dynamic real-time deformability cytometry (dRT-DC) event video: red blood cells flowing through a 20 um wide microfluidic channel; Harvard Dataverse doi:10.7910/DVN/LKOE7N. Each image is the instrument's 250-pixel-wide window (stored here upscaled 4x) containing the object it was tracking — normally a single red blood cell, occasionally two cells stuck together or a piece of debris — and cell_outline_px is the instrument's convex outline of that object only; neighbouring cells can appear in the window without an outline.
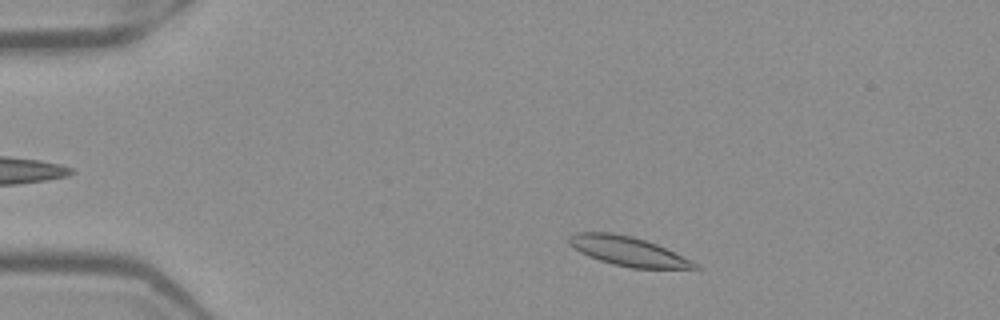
{"species": "Egyptian fruit bat (a non-hibernating species)", "species_latin": "Rousettus aegyptiacus", "temperature_condition": "warm", "stored_images_in_passage": 47, "camera_frame_rate_fps": 3000, "um_per_image_px": 0.085, "frame": {"image": 1, "passage_image": 5, "time_ms": 1.333, "image_size_px": [1000, 320], "cell_outline_px": [[704, 268], [632, 268], [612, 264], [588, 256], [572, 248], [568, 244], [568, 236], [576, 232], [612, 232], [632, 236], [656, 244], [692, 260], [700, 264]], "centroid_in_image_um": [53.36, 21.35], "position_along_channel_um": 31.6, "area_um2": 21.5}}
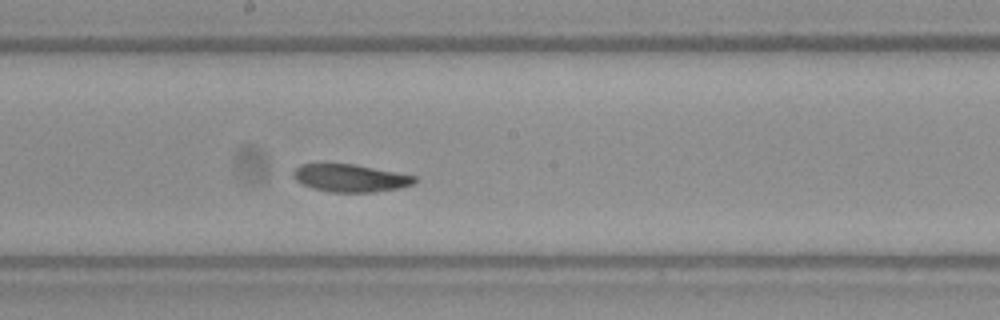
{"frame": {"image": 2, "passage_image": 24, "time_ms": 7.667, "image_size_px": [1000, 320], "cell_outline_px": [[416, 180], [412, 184], [400, 188], [372, 192], [328, 192], [312, 188], [296, 180], [292, 176], [292, 172], [300, 164], [356, 164], [416, 176]], "centroid_in_image_um": [29.76, 15.13], "position_along_channel_um": 218.4, "area_um2": 19.48}}
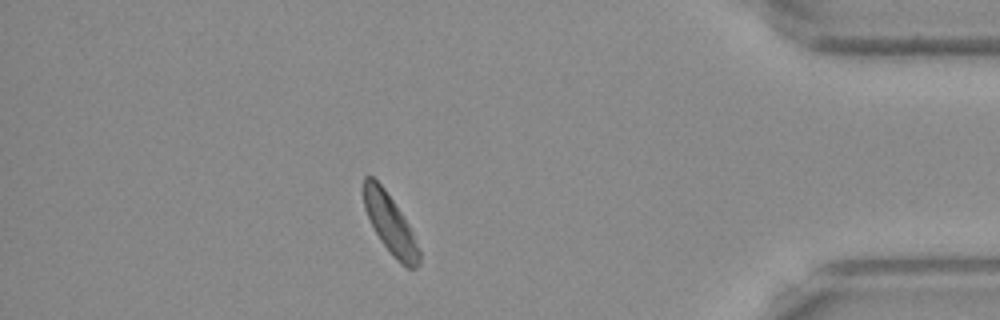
{"frame": {"image": 3, "passage_image": 41, "time_ms": 13.333, "image_size_px": [1000, 320], "cell_outline_px": [[420, 264], [416, 268], [408, 268], [400, 264], [396, 260], [380, 240], [364, 208], [364, 176], [372, 176], [384, 188], [408, 224], [412, 232], [420, 252]], "centroid_in_image_um": [33.17, 19.07], "position_along_channel_um": 402.0, "area_um2": 18.67}}